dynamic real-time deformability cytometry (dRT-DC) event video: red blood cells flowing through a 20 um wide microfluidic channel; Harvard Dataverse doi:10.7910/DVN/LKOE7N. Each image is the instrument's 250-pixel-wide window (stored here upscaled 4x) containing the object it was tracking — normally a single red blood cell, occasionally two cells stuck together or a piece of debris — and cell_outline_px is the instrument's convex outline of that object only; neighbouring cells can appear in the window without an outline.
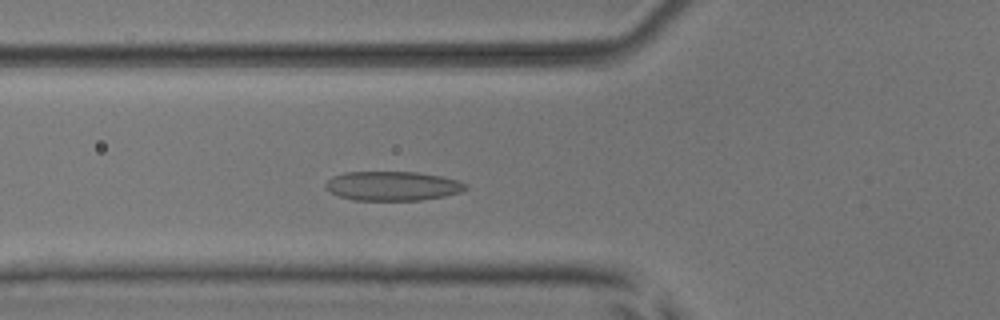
{"species": "common noctule bat (a hibernating species)", "species_latin": "Nyctalus noctula", "temperature_condition": "room temperature", "stored_images_in_passage": 31, "camera_frame_rate_fps": 3000, "um_per_image_px": 0.085, "animal": {"sex": "male", "body_mass_g": 17.9, "forearm_length_mm": 54.2}, "frame": {"image": 1, "passage_image": 3, "time_ms": 0.667, "image_size_px": [1000, 320], "cell_outline_px": [[468, 188], [460, 192], [444, 196], [420, 200], [352, 200], [340, 196], [324, 188], [324, 184], [332, 176], [344, 172], [416, 172], [440, 176], [456, 180], [468, 184]], "centroid_in_image_um": [33.35, 15.8], "position_along_channel_um": 92.5, "area_um2": 23.87}}
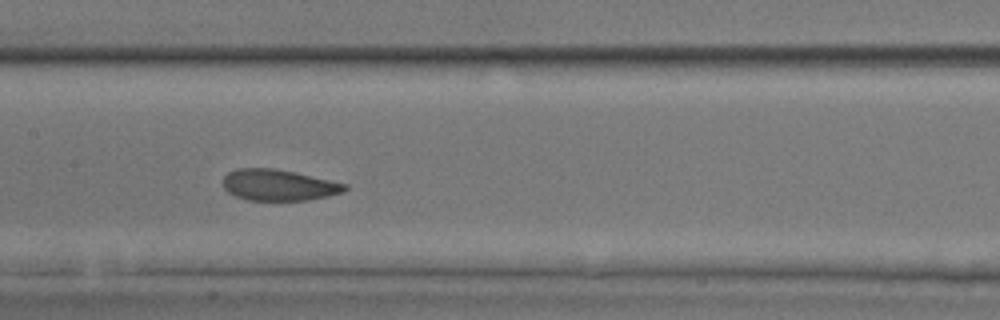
{"frame": {"image": 2, "passage_image": 10, "time_ms": 3.0, "image_size_px": [1000, 320], "cell_outline_px": [[348, 188], [344, 192], [328, 196], [308, 200], [248, 200], [236, 196], [228, 192], [224, 188], [224, 176], [228, 172], [236, 168], [272, 168], [292, 172], [348, 184]], "centroid_in_image_um": [23.68, 15.73], "position_along_channel_um": 183.7, "area_um2": 21.96}}
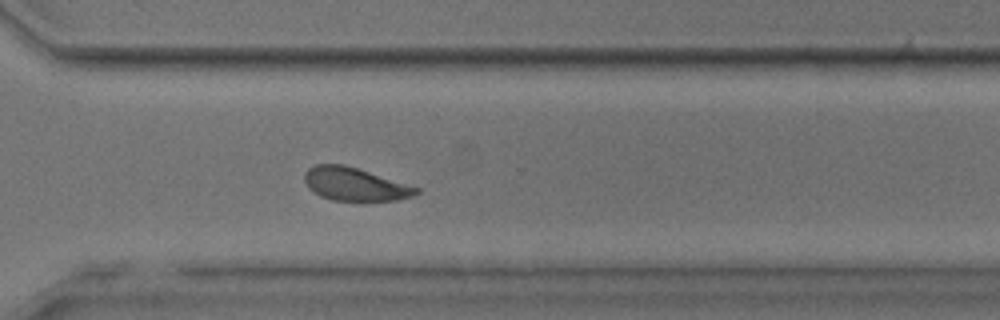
{"frame": {"image": 3, "passage_image": 22, "time_ms": 7.0, "image_size_px": [1000, 320], "cell_outline_px": [[420, 192], [412, 196], [396, 200], [364, 204], [332, 200], [320, 196], [308, 188], [304, 180], [304, 172], [308, 168], [316, 164], [344, 164], [420, 188]], "centroid_in_image_um": [30.16, 15.71], "position_along_channel_um": 340.4, "area_um2": 22.31}, "authors_computed_cell_mechanics": {"area_um2": 22.1952, "velocity_mm_per_s": 3.9178, "shape_relaxation_time_tau1_ms": 3.3734, "shape_relaxation_time_tau2_ms": 1.2625, "deformation_change_tau1": 0.118, "deformation_change_tau2": 0.0716}}